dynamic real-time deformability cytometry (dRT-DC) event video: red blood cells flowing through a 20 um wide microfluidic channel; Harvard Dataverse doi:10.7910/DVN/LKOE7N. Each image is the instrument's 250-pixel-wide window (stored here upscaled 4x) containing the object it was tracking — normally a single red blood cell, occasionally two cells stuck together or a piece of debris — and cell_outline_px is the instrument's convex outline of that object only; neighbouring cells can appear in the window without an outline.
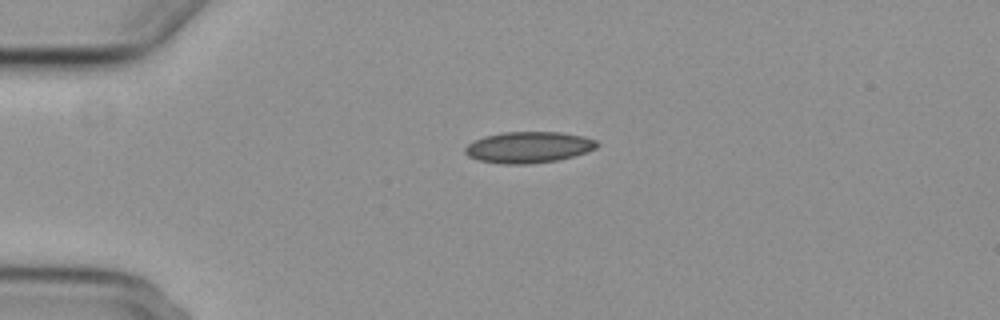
{"species": "common noctule bat (a hibernating species)", "species_latin": "Nyctalus noctula", "temperature_condition": "cold", "stored_images_in_passage": 43, "camera_frame_rate_fps": 3000, "um_per_image_px": 0.085, "animal": {"sex": "female", "body_mass_g": 29.2, "forearm_length_mm": 56.3}, "frame": {"image": 1, "passage_image": 1, "time_ms": 0.0, "image_size_px": [1000, 320], "cell_outline_px": [[600, 144], [596, 148], [572, 156], [556, 160], [528, 164], [500, 164], [476, 160], [468, 156], [464, 152], [464, 148], [468, 144], [484, 136], [504, 132], [560, 132], [584, 136], [596, 140]], "centroid_in_image_um": [44.9, 12.52], "position_along_channel_um": 40.1, "area_um2": 23.99}}
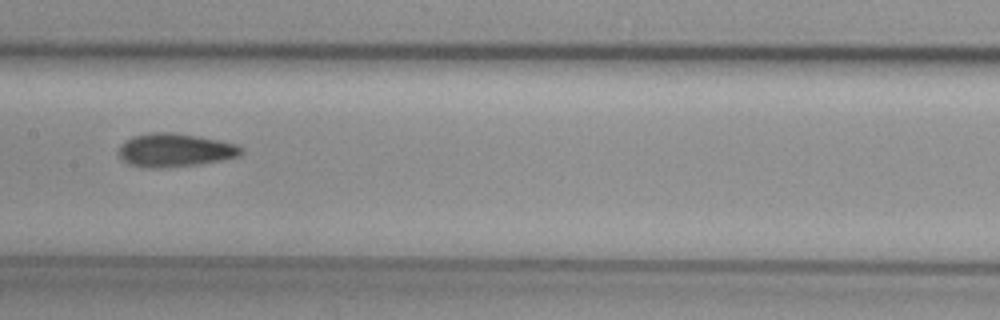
{"frame": {"image": 2, "passage_image": 16, "time_ms": 5.0, "image_size_px": [1000, 320], "cell_outline_px": [[244, 152], [240, 156], [224, 160], [200, 164], [160, 168], [148, 168], [128, 164], [120, 160], [116, 152], [120, 144], [132, 136], [148, 132], [172, 132], [220, 140], [236, 144], [244, 148]], "centroid_in_image_um": [14.84, 12.77], "position_along_channel_um": 192.6, "area_um2": 24.39}}
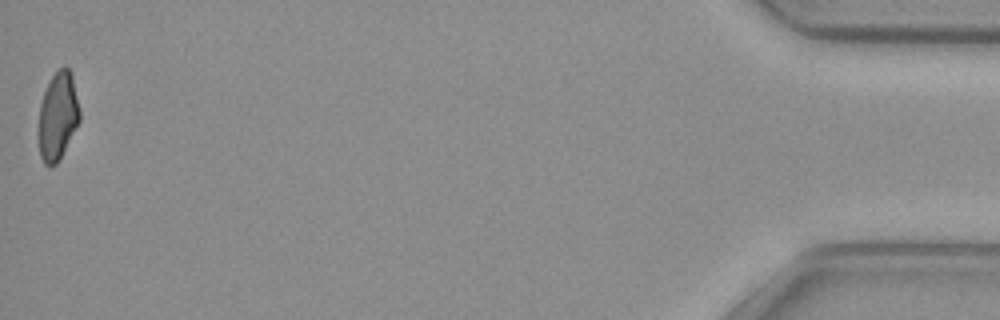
{"frame": {"image": 3, "passage_image": 43, "time_ms": 14.0, "image_size_px": [1000, 320], "cell_outline_px": [[80, 120], [56, 164], [48, 168], [44, 164], [40, 156], [36, 132], [40, 104], [44, 92], [56, 68], [64, 64], [72, 72], [80, 108]], "centroid_in_image_um": [4.88, 9.84], "position_along_channel_um": 430.3, "area_um2": 21.68}, "authors_computed_cell_mechanics": {"area_um2": 22.9466, "velocity_mm_per_s": 3.7232, "shape_relaxation_time_tau1_ms": null, "shape_relaxation_time_tau2_ms": 3.2658, "deformation_change_tau1": null, "deformation_change_tau2": 0.094}}